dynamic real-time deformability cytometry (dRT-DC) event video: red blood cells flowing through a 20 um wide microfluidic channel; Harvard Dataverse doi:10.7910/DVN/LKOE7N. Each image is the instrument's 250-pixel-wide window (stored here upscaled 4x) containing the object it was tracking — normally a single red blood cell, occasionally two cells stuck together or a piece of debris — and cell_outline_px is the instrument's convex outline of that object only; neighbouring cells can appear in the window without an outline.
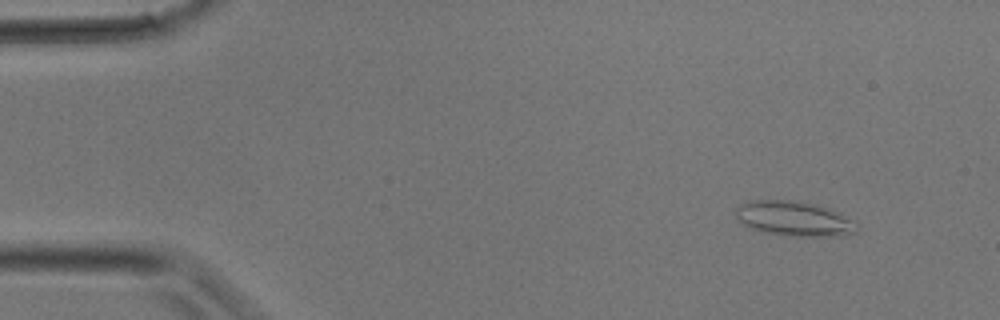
{"species": "common noctule bat (a hibernating species)", "species_latin": "Nyctalus noctula", "temperature_condition": "room temperature", "stored_images_in_passage": 2, "camera_frame_rate_fps": 3000, "um_per_image_px": 0.085, "animal": {"sex": "male", "body_mass_g": 17.9}, "frame": {"image": 1, "passage_image": 1, "time_ms": 0.0, "image_size_px": [1000, 320], "cell_outline_px": [[856, 232], [844, 236], [788, 236], [760, 232], [744, 224], [736, 216], [736, 208], [740, 204], [748, 200], [792, 200], [812, 204], [828, 208], [840, 212], [856, 220]], "centroid_in_image_um": [67.53, 18.59], "position_along_channel_um": 17.5, "area_um2": 24.8}}